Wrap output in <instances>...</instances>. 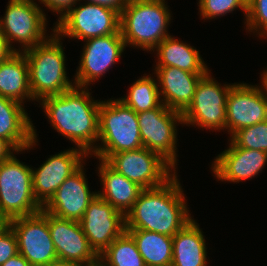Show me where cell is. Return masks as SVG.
<instances>
[{
	"label": "cell",
	"instance_id": "39",
	"mask_svg": "<svg viewBox=\"0 0 267 266\" xmlns=\"http://www.w3.org/2000/svg\"><path fill=\"white\" fill-rule=\"evenodd\" d=\"M9 222L7 217L0 215V235L9 227Z\"/></svg>",
	"mask_w": 267,
	"mask_h": 266
},
{
	"label": "cell",
	"instance_id": "13",
	"mask_svg": "<svg viewBox=\"0 0 267 266\" xmlns=\"http://www.w3.org/2000/svg\"><path fill=\"white\" fill-rule=\"evenodd\" d=\"M9 226L17 238L18 253L32 266H46L58 259L48 227V213L16 217Z\"/></svg>",
	"mask_w": 267,
	"mask_h": 266
},
{
	"label": "cell",
	"instance_id": "9",
	"mask_svg": "<svg viewBox=\"0 0 267 266\" xmlns=\"http://www.w3.org/2000/svg\"><path fill=\"white\" fill-rule=\"evenodd\" d=\"M105 162L143 189L163 185L176 171L160 154L144 147L115 153Z\"/></svg>",
	"mask_w": 267,
	"mask_h": 266
},
{
	"label": "cell",
	"instance_id": "4",
	"mask_svg": "<svg viewBox=\"0 0 267 266\" xmlns=\"http://www.w3.org/2000/svg\"><path fill=\"white\" fill-rule=\"evenodd\" d=\"M165 0H128L120 13V32L125 46L154 52L168 34L171 14Z\"/></svg>",
	"mask_w": 267,
	"mask_h": 266
},
{
	"label": "cell",
	"instance_id": "16",
	"mask_svg": "<svg viewBox=\"0 0 267 266\" xmlns=\"http://www.w3.org/2000/svg\"><path fill=\"white\" fill-rule=\"evenodd\" d=\"M86 157L89 156L84 150L72 147L50 156L38 169L32 168L33 193L42 207L61 184L83 165V158Z\"/></svg>",
	"mask_w": 267,
	"mask_h": 266
},
{
	"label": "cell",
	"instance_id": "28",
	"mask_svg": "<svg viewBox=\"0 0 267 266\" xmlns=\"http://www.w3.org/2000/svg\"><path fill=\"white\" fill-rule=\"evenodd\" d=\"M155 80L150 75L142 76L131 85L128 95L118 100L136 113L159 107L162 101L158 88L159 84Z\"/></svg>",
	"mask_w": 267,
	"mask_h": 266
},
{
	"label": "cell",
	"instance_id": "33",
	"mask_svg": "<svg viewBox=\"0 0 267 266\" xmlns=\"http://www.w3.org/2000/svg\"><path fill=\"white\" fill-rule=\"evenodd\" d=\"M40 3L44 4L49 10L59 14L61 19L70 9L76 6L79 0H39Z\"/></svg>",
	"mask_w": 267,
	"mask_h": 266
},
{
	"label": "cell",
	"instance_id": "12",
	"mask_svg": "<svg viewBox=\"0 0 267 266\" xmlns=\"http://www.w3.org/2000/svg\"><path fill=\"white\" fill-rule=\"evenodd\" d=\"M262 85L234 83L226 100V129L230 137L238 130L267 120V75Z\"/></svg>",
	"mask_w": 267,
	"mask_h": 266
},
{
	"label": "cell",
	"instance_id": "20",
	"mask_svg": "<svg viewBox=\"0 0 267 266\" xmlns=\"http://www.w3.org/2000/svg\"><path fill=\"white\" fill-rule=\"evenodd\" d=\"M162 103L183 113L191 104L197 84L205 74L191 73L177 67H155Z\"/></svg>",
	"mask_w": 267,
	"mask_h": 266
},
{
	"label": "cell",
	"instance_id": "8",
	"mask_svg": "<svg viewBox=\"0 0 267 266\" xmlns=\"http://www.w3.org/2000/svg\"><path fill=\"white\" fill-rule=\"evenodd\" d=\"M58 21V22H57ZM56 21L54 32L61 37L87 40L120 32V13L112 8L83 3Z\"/></svg>",
	"mask_w": 267,
	"mask_h": 266
},
{
	"label": "cell",
	"instance_id": "32",
	"mask_svg": "<svg viewBox=\"0 0 267 266\" xmlns=\"http://www.w3.org/2000/svg\"><path fill=\"white\" fill-rule=\"evenodd\" d=\"M16 254H18L17 238L9 226L0 235V266Z\"/></svg>",
	"mask_w": 267,
	"mask_h": 266
},
{
	"label": "cell",
	"instance_id": "36",
	"mask_svg": "<svg viewBox=\"0 0 267 266\" xmlns=\"http://www.w3.org/2000/svg\"><path fill=\"white\" fill-rule=\"evenodd\" d=\"M14 51L10 48L6 38L0 32V63L5 61Z\"/></svg>",
	"mask_w": 267,
	"mask_h": 266
},
{
	"label": "cell",
	"instance_id": "22",
	"mask_svg": "<svg viewBox=\"0 0 267 266\" xmlns=\"http://www.w3.org/2000/svg\"><path fill=\"white\" fill-rule=\"evenodd\" d=\"M100 161L98 176L103 190L97 192L98 196L125 216L132 209L143 188L116 172L105 161Z\"/></svg>",
	"mask_w": 267,
	"mask_h": 266
},
{
	"label": "cell",
	"instance_id": "14",
	"mask_svg": "<svg viewBox=\"0 0 267 266\" xmlns=\"http://www.w3.org/2000/svg\"><path fill=\"white\" fill-rule=\"evenodd\" d=\"M85 41L74 83L77 87L87 88L92 82L104 76L103 74L120 59L126 46L121 33L90 38Z\"/></svg>",
	"mask_w": 267,
	"mask_h": 266
},
{
	"label": "cell",
	"instance_id": "24",
	"mask_svg": "<svg viewBox=\"0 0 267 266\" xmlns=\"http://www.w3.org/2000/svg\"><path fill=\"white\" fill-rule=\"evenodd\" d=\"M0 96L21 104L26 98L34 101L24 52H14L0 63Z\"/></svg>",
	"mask_w": 267,
	"mask_h": 266
},
{
	"label": "cell",
	"instance_id": "34",
	"mask_svg": "<svg viewBox=\"0 0 267 266\" xmlns=\"http://www.w3.org/2000/svg\"><path fill=\"white\" fill-rule=\"evenodd\" d=\"M81 1V0H79ZM87 3L103 5L109 8H112L119 13L127 5L128 0H87Z\"/></svg>",
	"mask_w": 267,
	"mask_h": 266
},
{
	"label": "cell",
	"instance_id": "38",
	"mask_svg": "<svg viewBox=\"0 0 267 266\" xmlns=\"http://www.w3.org/2000/svg\"><path fill=\"white\" fill-rule=\"evenodd\" d=\"M46 266H80V265L66 260L56 259Z\"/></svg>",
	"mask_w": 267,
	"mask_h": 266
},
{
	"label": "cell",
	"instance_id": "25",
	"mask_svg": "<svg viewBox=\"0 0 267 266\" xmlns=\"http://www.w3.org/2000/svg\"><path fill=\"white\" fill-rule=\"evenodd\" d=\"M154 50L157 51L158 56L155 67H177L196 74H206L210 71L198 50L171 35L158 44Z\"/></svg>",
	"mask_w": 267,
	"mask_h": 266
},
{
	"label": "cell",
	"instance_id": "30",
	"mask_svg": "<svg viewBox=\"0 0 267 266\" xmlns=\"http://www.w3.org/2000/svg\"><path fill=\"white\" fill-rule=\"evenodd\" d=\"M198 3L200 16L203 19L225 16L237 8H240L247 17V2L245 0H199Z\"/></svg>",
	"mask_w": 267,
	"mask_h": 266
},
{
	"label": "cell",
	"instance_id": "35",
	"mask_svg": "<svg viewBox=\"0 0 267 266\" xmlns=\"http://www.w3.org/2000/svg\"><path fill=\"white\" fill-rule=\"evenodd\" d=\"M17 150L5 139L0 137V162L10 158Z\"/></svg>",
	"mask_w": 267,
	"mask_h": 266
},
{
	"label": "cell",
	"instance_id": "31",
	"mask_svg": "<svg viewBox=\"0 0 267 266\" xmlns=\"http://www.w3.org/2000/svg\"><path fill=\"white\" fill-rule=\"evenodd\" d=\"M245 20L246 30L267 37V0H249Z\"/></svg>",
	"mask_w": 267,
	"mask_h": 266
},
{
	"label": "cell",
	"instance_id": "29",
	"mask_svg": "<svg viewBox=\"0 0 267 266\" xmlns=\"http://www.w3.org/2000/svg\"><path fill=\"white\" fill-rule=\"evenodd\" d=\"M230 139L237 147L267 152V120L236 131Z\"/></svg>",
	"mask_w": 267,
	"mask_h": 266
},
{
	"label": "cell",
	"instance_id": "7",
	"mask_svg": "<svg viewBox=\"0 0 267 266\" xmlns=\"http://www.w3.org/2000/svg\"><path fill=\"white\" fill-rule=\"evenodd\" d=\"M35 0H10L3 18H0V32L14 52H24L50 36H46L47 18ZM19 42L21 49L11 45Z\"/></svg>",
	"mask_w": 267,
	"mask_h": 266
},
{
	"label": "cell",
	"instance_id": "15",
	"mask_svg": "<svg viewBox=\"0 0 267 266\" xmlns=\"http://www.w3.org/2000/svg\"><path fill=\"white\" fill-rule=\"evenodd\" d=\"M79 223L99 256L125 231V216L98 195L88 205Z\"/></svg>",
	"mask_w": 267,
	"mask_h": 266
},
{
	"label": "cell",
	"instance_id": "18",
	"mask_svg": "<svg viewBox=\"0 0 267 266\" xmlns=\"http://www.w3.org/2000/svg\"><path fill=\"white\" fill-rule=\"evenodd\" d=\"M82 165L57 189L50 200L42 207L44 212L56 217L79 221L88 205L96 198L97 192L89 190Z\"/></svg>",
	"mask_w": 267,
	"mask_h": 266
},
{
	"label": "cell",
	"instance_id": "5",
	"mask_svg": "<svg viewBox=\"0 0 267 266\" xmlns=\"http://www.w3.org/2000/svg\"><path fill=\"white\" fill-rule=\"evenodd\" d=\"M98 141L101 145L90 155L103 161L115 153L143 147L137 113L118 99L101 101Z\"/></svg>",
	"mask_w": 267,
	"mask_h": 266
},
{
	"label": "cell",
	"instance_id": "1",
	"mask_svg": "<svg viewBox=\"0 0 267 266\" xmlns=\"http://www.w3.org/2000/svg\"><path fill=\"white\" fill-rule=\"evenodd\" d=\"M191 220L175 172L163 185L143 189L125 215V230H147L173 237Z\"/></svg>",
	"mask_w": 267,
	"mask_h": 266
},
{
	"label": "cell",
	"instance_id": "23",
	"mask_svg": "<svg viewBox=\"0 0 267 266\" xmlns=\"http://www.w3.org/2000/svg\"><path fill=\"white\" fill-rule=\"evenodd\" d=\"M203 232L192 219L173 236L172 266H207Z\"/></svg>",
	"mask_w": 267,
	"mask_h": 266
},
{
	"label": "cell",
	"instance_id": "27",
	"mask_svg": "<svg viewBox=\"0 0 267 266\" xmlns=\"http://www.w3.org/2000/svg\"><path fill=\"white\" fill-rule=\"evenodd\" d=\"M99 266H146L136 242L125 230L99 256Z\"/></svg>",
	"mask_w": 267,
	"mask_h": 266
},
{
	"label": "cell",
	"instance_id": "6",
	"mask_svg": "<svg viewBox=\"0 0 267 266\" xmlns=\"http://www.w3.org/2000/svg\"><path fill=\"white\" fill-rule=\"evenodd\" d=\"M33 193L32 168L13 154L0 162V215L9 220L39 213Z\"/></svg>",
	"mask_w": 267,
	"mask_h": 266
},
{
	"label": "cell",
	"instance_id": "37",
	"mask_svg": "<svg viewBox=\"0 0 267 266\" xmlns=\"http://www.w3.org/2000/svg\"><path fill=\"white\" fill-rule=\"evenodd\" d=\"M1 266H32L20 253L9 258L7 262Z\"/></svg>",
	"mask_w": 267,
	"mask_h": 266
},
{
	"label": "cell",
	"instance_id": "17",
	"mask_svg": "<svg viewBox=\"0 0 267 266\" xmlns=\"http://www.w3.org/2000/svg\"><path fill=\"white\" fill-rule=\"evenodd\" d=\"M48 227L58 259L80 266H99V255L90 246L79 221L48 213Z\"/></svg>",
	"mask_w": 267,
	"mask_h": 266
},
{
	"label": "cell",
	"instance_id": "10",
	"mask_svg": "<svg viewBox=\"0 0 267 266\" xmlns=\"http://www.w3.org/2000/svg\"><path fill=\"white\" fill-rule=\"evenodd\" d=\"M208 71L197 84L191 104L182 113L183 125L226 130V100L234 84L219 85Z\"/></svg>",
	"mask_w": 267,
	"mask_h": 266
},
{
	"label": "cell",
	"instance_id": "26",
	"mask_svg": "<svg viewBox=\"0 0 267 266\" xmlns=\"http://www.w3.org/2000/svg\"><path fill=\"white\" fill-rule=\"evenodd\" d=\"M136 242L146 266H171L173 237L147 230H126Z\"/></svg>",
	"mask_w": 267,
	"mask_h": 266
},
{
	"label": "cell",
	"instance_id": "11",
	"mask_svg": "<svg viewBox=\"0 0 267 266\" xmlns=\"http://www.w3.org/2000/svg\"><path fill=\"white\" fill-rule=\"evenodd\" d=\"M137 118L143 147L157 152L176 169V124H183L182 113L162 103L155 109L137 113Z\"/></svg>",
	"mask_w": 267,
	"mask_h": 266
},
{
	"label": "cell",
	"instance_id": "3",
	"mask_svg": "<svg viewBox=\"0 0 267 266\" xmlns=\"http://www.w3.org/2000/svg\"><path fill=\"white\" fill-rule=\"evenodd\" d=\"M53 34L24 51L29 70L30 91L33 99L41 101L48 96L62 94L76 85L67 77L62 42L53 28Z\"/></svg>",
	"mask_w": 267,
	"mask_h": 266
},
{
	"label": "cell",
	"instance_id": "19",
	"mask_svg": "<svg viewBox=\"0 0 267 266\" xmlns=\"http://www.w3.org/2000/svg\"><path fill=\"white\" fill-rule=\"evenodd\" d=\"M267 164V152L244 149L232 142L212 164V170L220 181L239 183L257 176Z\"/></svg>",
	"mask_w": 267,
	"mask_h": 266
},
{
	"label": "cell",
	"instance_id": "2",
	"mask_svg": "<svg viewBox=\"0 0 267 266\" xmlns=\"http://www.w3.org/2000/svg\"><path fill=\"white\" fill-rule=\"evenodd\" d=\"M89 89L75 86L62 94L40 101L52 127L88 155L96 149L101 101L93 100Z\"/></svg>",
	"mask_w": 267,
	"mask_h": 266
},
{
	"label": "cell",
	"instance_id": "21",
	"mask_svg": "<svg viewBox=\"0 0 267 266\" xmlns=\"http://www.w3.org/2000/svg\"><path fill=\"white\" fill-rule=\"evenodd\" d=\"M23 106L15 100L0 96V137L8 141L17 152L33 148L38 140L35 127Z\"/></svg>",
	"mask_w": 267,
	"mask_h": 266
}]
</instances>
